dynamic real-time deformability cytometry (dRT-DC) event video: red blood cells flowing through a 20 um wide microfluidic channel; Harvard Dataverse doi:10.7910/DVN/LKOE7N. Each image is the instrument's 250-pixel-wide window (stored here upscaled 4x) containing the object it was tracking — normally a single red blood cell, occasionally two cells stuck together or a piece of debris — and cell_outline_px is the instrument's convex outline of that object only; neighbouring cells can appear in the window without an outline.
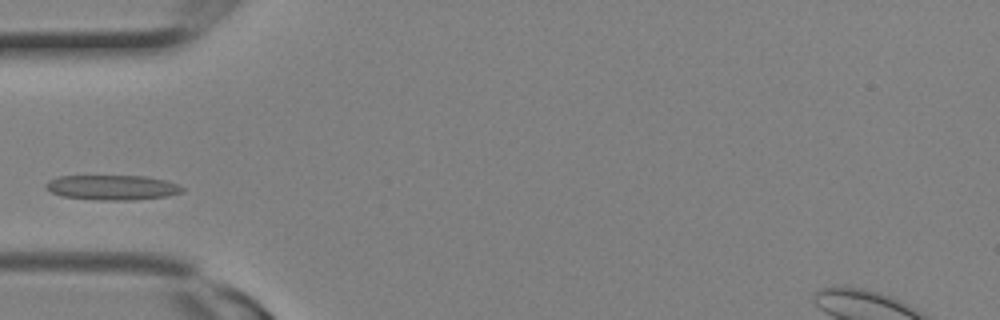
{"species": "Egyptian fruit bat (a non-hibernating species)", "species_latin": "Rousettus aegyptiacus", "temperature_condition": "room temperature", "stored_images_in_passage": 1, "camera_frame_rate_fps": 3000, "um_per_image_px": 0.085, "animal": {"sex": "female"}, "frame": {"image": 1, "passage_image": 1, "time_ms": 0.0, "image_size_px": [1000, 320], "cell_outline_px": [[184, 188], [180, 192], [168, 196], [132, 200], [96, 200], [64, 196], [52, 192], [44, 188], [44, 184], [48, 180], [60, 176], [144, 176], [164, 180], [176, 184]], "centroid_in_image_um": [9.5, 15.93], "position_along_channel_um": 75.5, "area_um2": 19.65}}